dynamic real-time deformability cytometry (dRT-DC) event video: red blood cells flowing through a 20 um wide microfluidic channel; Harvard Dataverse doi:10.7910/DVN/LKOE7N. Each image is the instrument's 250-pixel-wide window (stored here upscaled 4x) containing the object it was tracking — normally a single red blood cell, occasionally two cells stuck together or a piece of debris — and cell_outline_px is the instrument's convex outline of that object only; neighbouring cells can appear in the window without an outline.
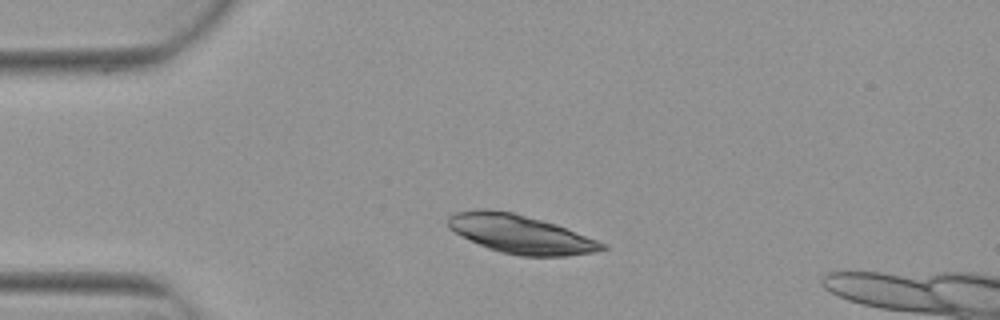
{"species": "Egyptian fruit bat (a non-hibernating species)", "species_latin": "Rousettus aegyptiacus", "temperature_condition": "warm", "stored_images_in_passage": 3, "camera_frame_rate_fps": 3000, "um_per_image_px": 0.085, "animal": {"sex": "female"}, "frame": {"image": 1, "passage_image": 2, "time_ms": 0.333, "image_size_px": [1000, 320], "cell_outline_px": [[608, 248], [592, 252], [564, 256], [520, 256], [500, 252], [488, 248], [448, 228], [448, 216], [456, 212], [480, 208], [488, 208], [512, 212], [556, 224], [596, 240], [604, 244]], "centroid_in_image_um": [44.21, 19.89], "position_along_channel_um": 40.8, "area_um2": 34.16}}